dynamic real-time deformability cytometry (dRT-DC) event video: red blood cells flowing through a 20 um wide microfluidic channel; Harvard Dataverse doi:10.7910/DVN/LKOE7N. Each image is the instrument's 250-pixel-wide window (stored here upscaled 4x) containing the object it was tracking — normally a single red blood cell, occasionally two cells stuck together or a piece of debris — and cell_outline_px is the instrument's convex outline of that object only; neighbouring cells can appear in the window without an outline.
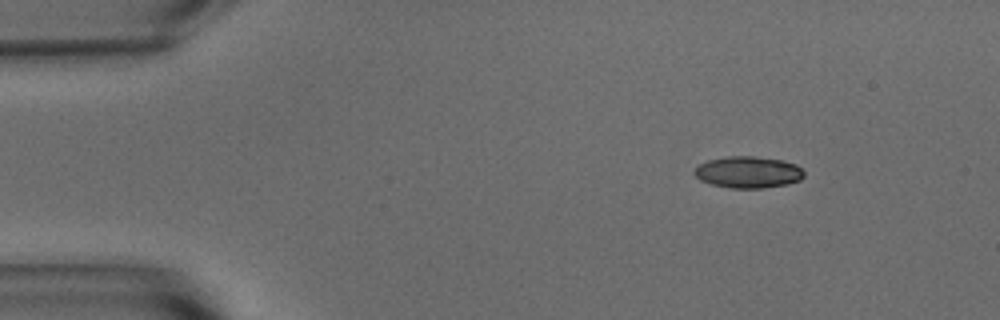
{"species": "common noctule bat (a hibernating species)", "species_latin": "Nyctalus noctula", "temperature_condition": "warm", "stored_images_in_passage": 48, "camera_frame_rate_fps": 3000, "um_per_image_px": 0.085, "animal": {"sex": "male", "body_mass_g": 15.6}, "frame": {"image": 1, "passage_image": 1, "time_ms": 0.0, "image_size_px": [1000, 320], "cell_outline_px": [[804, 176], [800, 180], [788, 184], [764, 188], [728, 188], [712, 184], [700, 180], [692, 172], [700, 164], [708, 160], [728, 156], [752, 156], [784, 160], [796, 164], [804, 172]], "centroid_in_image_um": [63.6, 14.64], "position_along_channel_um": 21.4, "area_um2": 20.29}}
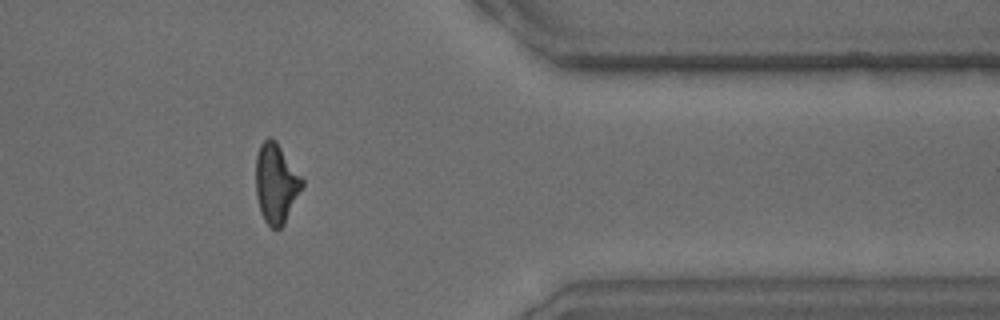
{"frame": {"image": 2, "passage_image": 38, "time_ms": 12.333, "image_size_px": [1000, 320], "cell_outline_px": [[304, 184], [284, 224], [280, 228], [272, 228], [264, 220], [260, 212], [256, 196], [256, 156], [260, 144], [268, 136], [272, 136], [276, 140], [304, 180]], "centroid_in_image_um": [23.45, 15.56], "position_along_channel_um": 387.9, "area_um2": 21.56}}
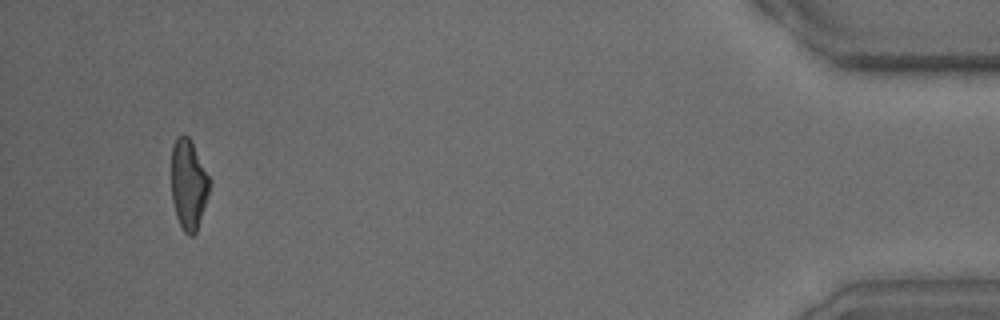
{"frame": {"image": 3, "passage_image": 45, "time_ms": 14.667, "image_size_px": [1000, 320], "cell_outline_px": [[212, 180], [208, 196], [196, 232], [192, 236], [188, 236], [184, 232], [176, 216], [172, 200], [172, 148], [176, 136], [184, 132], [192, 140]], "centroid_in_image_um": [16.05, 15.62], "position_along_channel_um": 419.2, "area_um2": 20.46}, "authors_computed_cell_mechanics": {"area_um2": 21.3571, "velocity_mm_per_s": 3.7634, "shape_relaxation_time_tau1_ms": 4.4889, "shape_relaxation_time_tau2_ms": 1.7076, "deformation_change_tau1": 0.2042, "deformation_change_tau2": 0.1003}}